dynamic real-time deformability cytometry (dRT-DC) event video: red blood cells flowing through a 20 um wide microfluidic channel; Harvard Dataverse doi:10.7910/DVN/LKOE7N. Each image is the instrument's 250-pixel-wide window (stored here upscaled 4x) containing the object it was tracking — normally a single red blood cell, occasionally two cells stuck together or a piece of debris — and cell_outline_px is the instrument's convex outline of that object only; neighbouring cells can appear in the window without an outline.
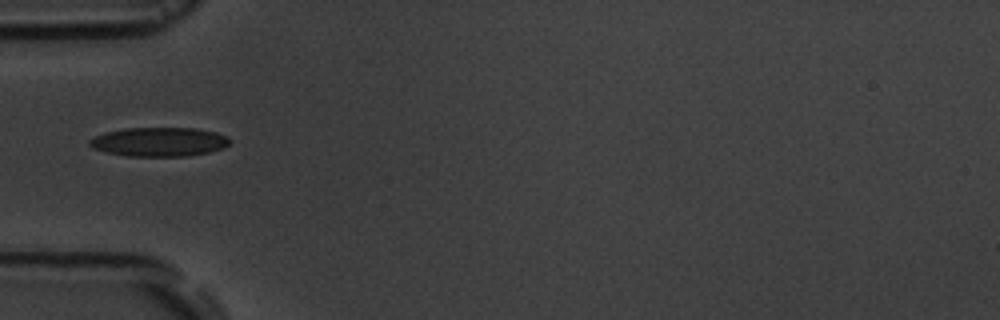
{"species": "common noctule bat (a hibernating species)", "species_latin": "Nyctalus noctula", "temperature_condition": "room temperature", "stored_images_in_passage": 10, "camera_frame_rate_fps": 3000, "um_per_image_px": 0.085, "animal": {"sex": "male", "body_mass_g": 19.5, "forearm_length_mm": 54.6}, "frame": {"image": 1, "passage_image": 5, "time_ms": 5.667, "image_size_px": [1000, 320], "cell_outline_px": [[232, 140], [224, 148], [208, 152], [188, 156], [128, 156], [104, 152], [92, 148], [88, 144], [88, 140], [104, 132], [124, 128], [196, 128], [216, 132], [228, 136]], "centroid_in_image_um": [13.52, 12.05], "position_along_channel_um": 71.5, "area_um2": 23.99}}
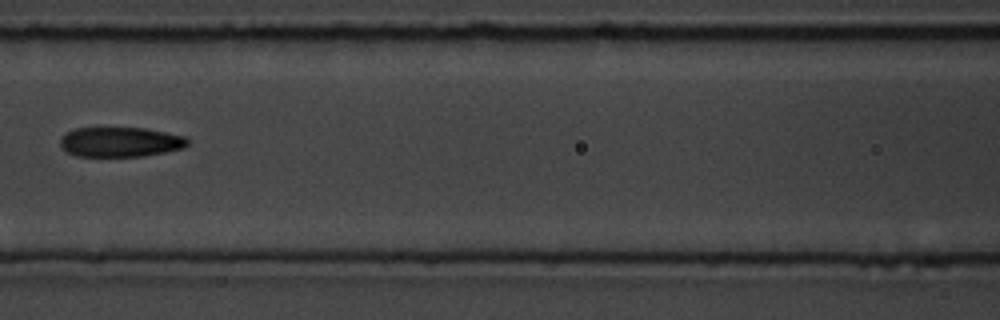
{"frame": {"image": 2, "passage_image": 7, "time_ms": 8.0, "image_size_px": [1000, 320], "cell_outline_px": [[188, 144], [184, 148], [144, 156], [76, 156], [68, 152], [60, 144], [60, 140], [68, 132], [76, 128], [144, 128], [184, 136], [188, 140]], "centroid_in_image_um": [10.25, 12.07], "position_along_channel_um": 156.4, "area_um2": 21.85}}
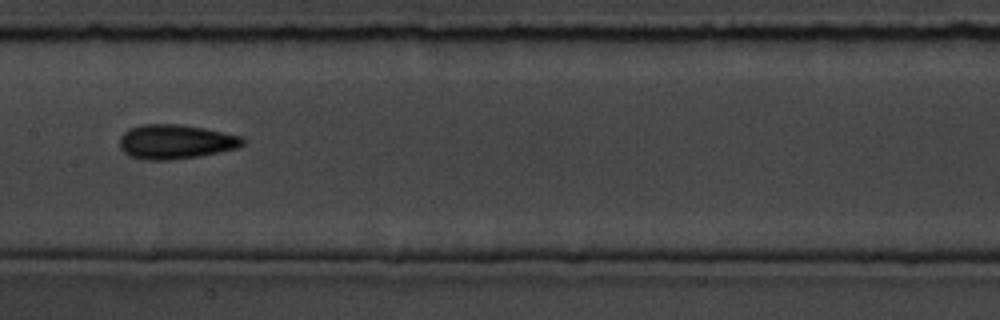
{"frame": {"image": 3, "passage_image": 8, "time_ms": 9.0, "image_size_px": [1000, 320], "cell_outline_px": [[244, 144], [236, 148], [220, 152], [200, 156], [168, 160], [148, 160], [128, 156], [120, 148], [120, 136], [128, 128], [140, 124], [176, 124], [204, 128], [244, 136]], "centroid_in_image_um": [14.91, 12.04], "position_along_channel_um": 192.5, "area_um2": 24.85}}